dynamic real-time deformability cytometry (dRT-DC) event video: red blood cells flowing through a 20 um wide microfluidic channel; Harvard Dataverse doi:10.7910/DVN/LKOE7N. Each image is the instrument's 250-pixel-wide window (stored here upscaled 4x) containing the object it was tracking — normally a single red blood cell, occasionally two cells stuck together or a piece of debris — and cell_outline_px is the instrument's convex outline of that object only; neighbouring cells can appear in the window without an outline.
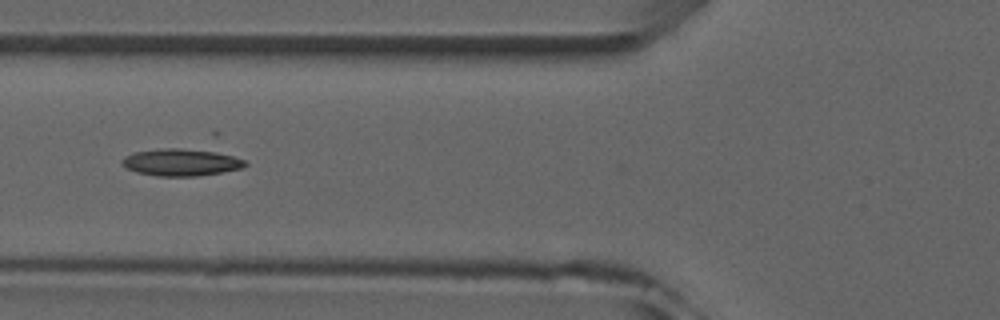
{"species": "common noctule bat (a hibernating species)", "species_latin": "Nyctalus noctula", "temperature_condition": "room temperature", "stored_images_in_passage": 6, "camera_frame_rate_fps": 3000, "um_per_image_px": 0.085, "animal": {"sex": "male", "forearm_length_mm": 52.5}, "frame": {"image": 1, "passage_image": 6, "time_ms": 5.667, "image_size_px": [1000, 320], "cell_outline_px": [[248, 164], [244, 168], [196, 176], [156, 176], [136, 172], [128, 168], [120, 160], [124, 156], [132, 152], [164, 148], [208, 148], [244, 160]], "centroid_in_image_um": [15.42, 13.77], "position_along_channel_um": 110.4, "area_um2": 19.83}}